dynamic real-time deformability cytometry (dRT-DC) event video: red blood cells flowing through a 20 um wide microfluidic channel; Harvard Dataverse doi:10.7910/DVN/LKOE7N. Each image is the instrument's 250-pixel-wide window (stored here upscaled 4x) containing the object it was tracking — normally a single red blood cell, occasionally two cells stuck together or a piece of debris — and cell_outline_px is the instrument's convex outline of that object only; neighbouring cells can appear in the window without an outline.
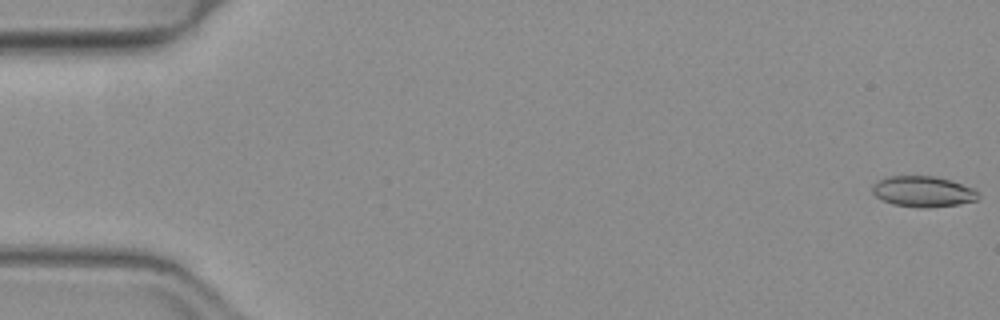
{"species": "common noctule bat (a hibernating species)", "species_latin": "Nyctalus noctula", "temperature_condition": "warm", "stored_images_in_passage": 52, "camera_frame_rate_fps": 3000, "um_per_image_px": 0.085, "animal": {"sex": "female", "body_mass_g": 19.3, "forearm_length_mm": 54.1}, "frame": {"image": 1, "passage_image": 1, "time_ms": 0.0, "image_size_px": [1000, 320], "cell_outline_px": [[980, 196], [976, 200], [960, 204], [928, 208], [920, 208], [892, 204], [876, 196], [872, 192], [872, 184], [876, 180], [884, 176], [936, 176], [952, 180], [972, 188]], "centroid_in_image_um": [78.42, 16.27], "position_along_channel_um": 6.6, "area_um2": 19.19}}
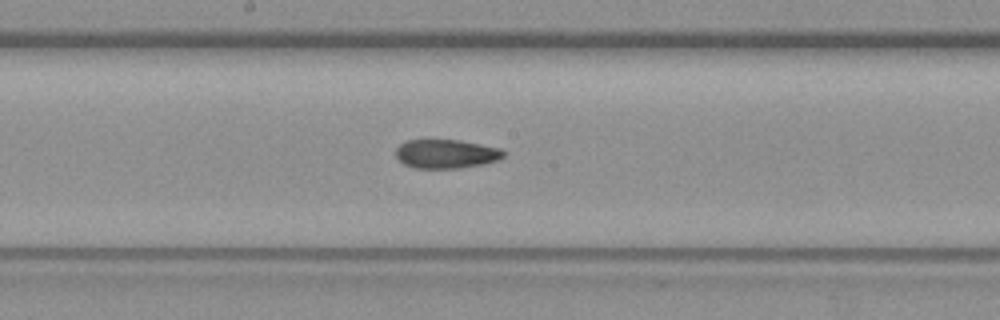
{"frame": {"image": 2, "passage_image": 28, "time_ms": 9.0, "image_size_px": [1000, 320], "cell_outline_px": [[504, 156], [500, 160], [484, 164], [460, 168], [416, 168], [404, 164], [396, 156], [396, 148], [400, 144], [408, 140], [460, 140], [500, 148], [504, 152]], "centroid_in_image_um": [37.94, 13.08], "position_along_channel_um": 210.3, "area_um2": 18.15}}
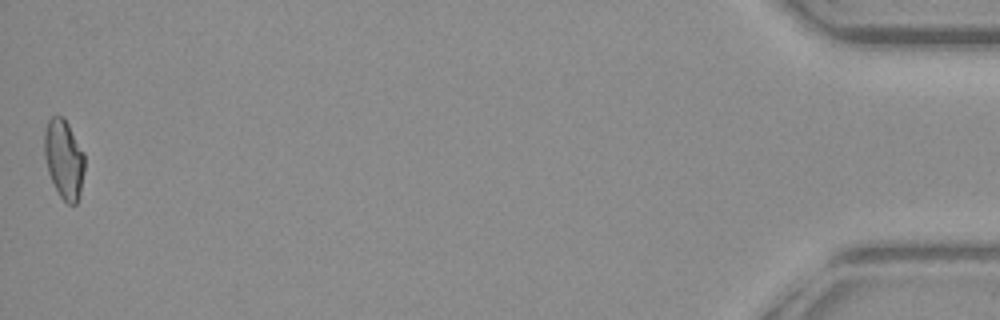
{"frame": {"image": 3, "passage_image": 52, "time_ms": 17.0, "image_size_px": [1000, 320], "cell_outline_px": [[84, 172], [80, 192], [76, 204], [68, 204], [60, 196], [48, 172], [44, 156], [44, 132], [48, 120], [52, 116], [64, 116], [84, 152]], "centroid_in_image_um": [5.43, 13.49], "position_along_channel_um": 429.8, "area_um2": 18.55}, "authors_computed_cell_mechanics": {"area_um2": 18.7561, "velocity_mm_per_s": 4.0064, "shape_relaxation_time_tau1_ms": 7.9163, "shape_relaxation_time_tau2_ms": 2.1985, "deformation_change_tau1": 0.2216, "deformation_change_tau2": 0.0912}}